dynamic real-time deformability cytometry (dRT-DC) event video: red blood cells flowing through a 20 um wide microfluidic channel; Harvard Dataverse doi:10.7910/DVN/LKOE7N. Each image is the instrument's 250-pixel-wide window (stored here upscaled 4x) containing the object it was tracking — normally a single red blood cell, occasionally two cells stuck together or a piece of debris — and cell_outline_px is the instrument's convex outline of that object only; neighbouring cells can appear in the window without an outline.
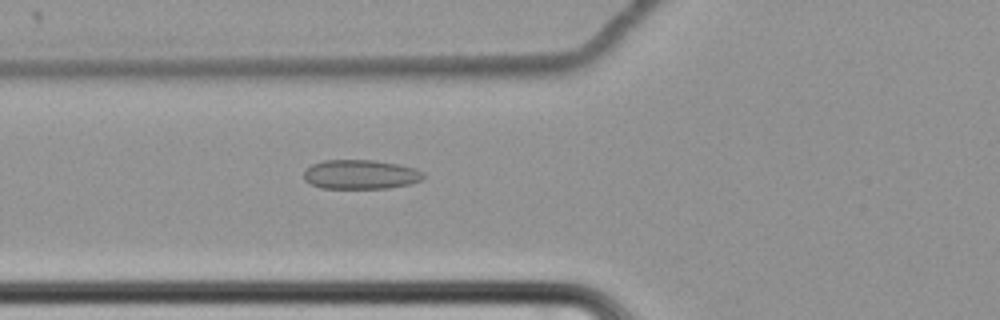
{"species": "common noctule bat (a hibernating species)", "species_latin": "Nyctalus noctula", "temperature_condition": "cold", "stored_images_in_passage": 63, "camera_frame_rate_fps": 3000, "um_per_image_px": 0.085, "animal": {"sex": "female", "body_mass_g": 22.7, "forearm_length_mm": 54.2}, "frame": {"image": 1, "passage_image": 26, "time_ms": 8.333, "image_size_px": [1000, 320], "cell_outline_px": [[424, 176], [420, 180], [408, 184], [388, 188], [320, 188], [304, 180], [304, 172], [312, 164], [324, 160], [372, 160], [400, 164], [416, 168], [424, 172]], "centroid_in_image_um": [30.65, 14.82], "position_along_channel_um": 95.1, "area_um2": 20.4}}
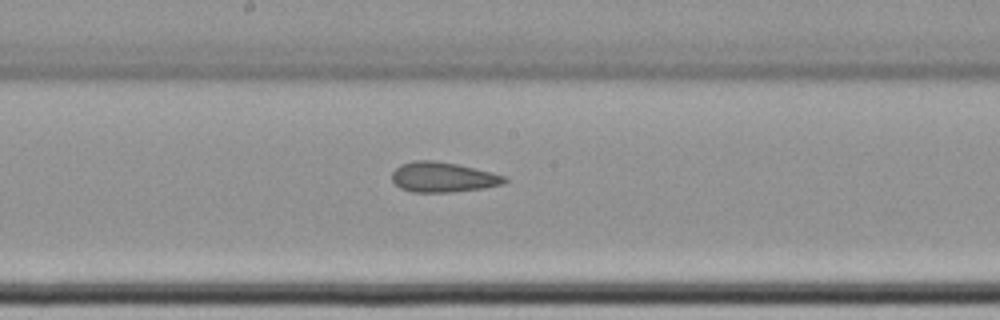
{"frame": {"image": 2, "passage_image": 36, "time_ms": 11.667, "image_size_px": [1000, 320], "cell_outline_px": [[508, 180], [504, 184], [484, 188], [452, 192], [412, 192], [400, 188], [392, 180], [392, 172], [400, 164], [412, 160], [432, 160], [456, 164], [492, 172], [504, 176]], "centroid_in_image_um": [37.64, 15.06], "position_along_channel_um": 210.6, "area_um2": 19.77}}
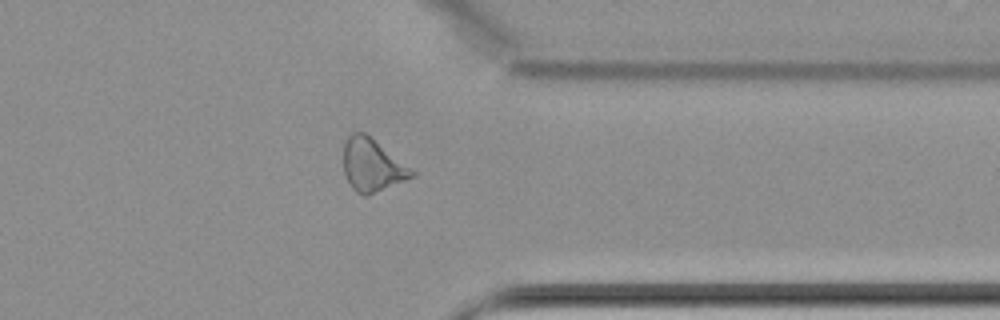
{"frame": {"image": 3, "passage_image": 51, "time_ms": 16.667, "image_size_px": [1000, 320], "cell_outline_px": [[416, 176], [368, 196], [364, 196], [356, 192], [352, 188], [344, 172], [344, 140], [352, 132], [364, 132], [416, 172]], "centroid_in_image_um": [31.63, 14.06], "position_along_channel_um": 379.8, "area_um2": 20.87}, "authors_computed_cell_mechanics": {"area_um2": 21.4438, "velocity_mm_per_s": 3.4555, "shape_relaxation_time_tau1_ms": null, "shape_relaxation_time_tau2_ms": 3.5224, "deformation_change_tau1": null, "deformation_change_tau2": 0.0982}}